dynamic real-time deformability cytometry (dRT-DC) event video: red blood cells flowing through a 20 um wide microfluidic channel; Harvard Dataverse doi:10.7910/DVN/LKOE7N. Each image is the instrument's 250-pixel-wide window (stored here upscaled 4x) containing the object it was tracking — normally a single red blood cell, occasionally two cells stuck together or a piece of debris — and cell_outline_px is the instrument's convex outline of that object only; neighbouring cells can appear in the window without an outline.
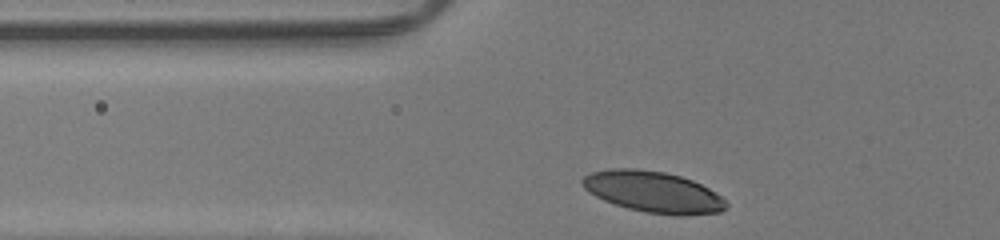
{"species": "human", "species_latin": "Homo sapiens", "temperature_condition": "room temperature", "stored_images_in_passage": 26, "camera_frame_rate_fps": 3000, "um_per_image_px": 0.085, "donor": {"sex": "male"}, "frame": {"image": 1, "passage_image": 2, "time_ms": 0.333, "image_size_px": [1000, 240], "cell_outline_px": [[728, 208], [720, 212], [644, 212], [628, 208], [604, 200], [588, 192], [580, 184], [580, 180], [584, 176], [592, 172], [612, 168], [636, 168], [664, 172], [680, 176], [692, 180], [708, 188], [720, 196], [728, 204]], "centroid_in_image_um": [55.42, 16.25], "position_along_channel_um": 70.4, "area_um2": 33.41}}
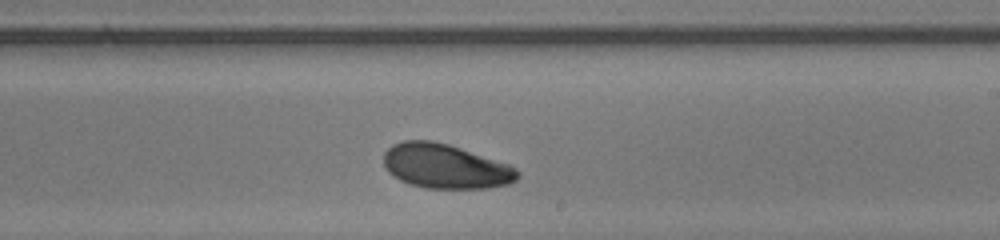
{"frame": {"image": 2, "passage_image": 16, "time_ms": 5.0, "image_size_px": [1000, 240], "cell_outline_px": [[520, 176], [516, 180], [508, 184], [488, 188], [428, 188], [412, 184], [400, 180], [388, 172], [384, 164], [384, 152], [392, 144], [404, 140], [432, 140], [448, 144], [508, 164], [516, 168], [520, 172]], "centroid_in_image_um": [37.86, 14.13], "position_along_channel_um": 251.1, "area_um2": 34.56}}
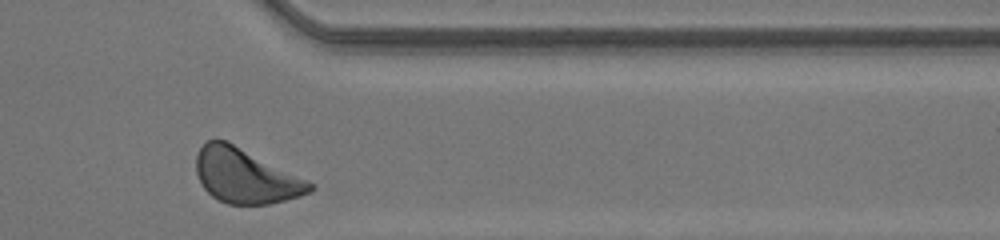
{"frame": {"image": 3, "passage_image": 26, "time_ms": 8.333, "image_size_px": [1000, 240], "cell_outline_px": [[316, 188], [312, 192], [300, 196], [268, 204], [228, 204], [216, 200], [204, 188], [196, 172], [196, 156], [200, 148], [208, 140], [228, 140], [316, 184]], "centroid_in_image_um": [20.9, 14.95], "position_along_channel_um": 390.5, "area_um2": 36.3}, "authors_computed_cell_mechanics": {"area_um2": 34.6511, "velocity_mm_per_s": 4.1957, "shape_relaxation_time_tau1_ms": 3.2622, "shape_relaxation_time_tau2_ms": 9.0006, "deformation_change_tau1": 0.1381, "deformation_change_tau2": 0.1618}}